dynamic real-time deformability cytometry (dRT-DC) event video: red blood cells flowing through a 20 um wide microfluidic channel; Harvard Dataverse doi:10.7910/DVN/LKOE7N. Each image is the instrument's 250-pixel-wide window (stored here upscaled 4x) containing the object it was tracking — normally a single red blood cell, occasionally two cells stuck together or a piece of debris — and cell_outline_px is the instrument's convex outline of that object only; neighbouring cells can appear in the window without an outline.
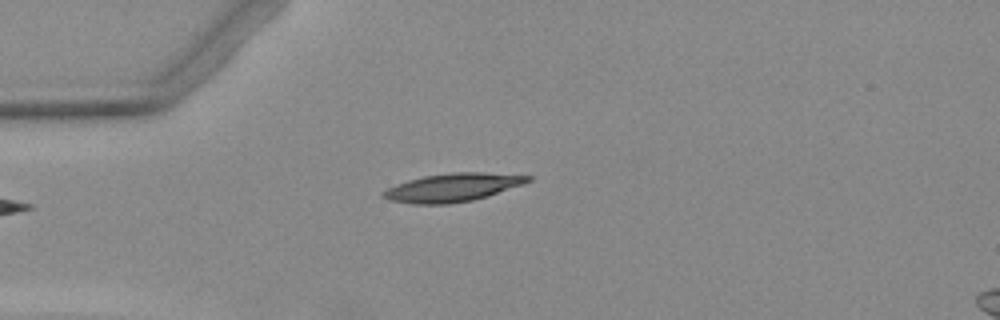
{"species": "Egyptian fruit bat (a non-hibernating species)", "species_latin": "Rousettus aegyptiacus", "temperature_condition": "warm", "stored_images_in_passage": 1, "camera_frame_rate_fps": 3000, "um_per_image_px": 0.085, "animal": {"sex": "female"}, "frame": {"image": 1, "passage_image": 1, "time_ms": 0.0, "image_size_px": [1000, 320], "cell_outline_px": [[532, 180], [524, 184], [488, 196], [472, 200], [448, 204], [408, 204], [388, 200], [380, 196], [380, 192], [396, 184], [408, 180], [424, 176], [456, 172], [480, 172], [532, 176]], "centroid_in_image_um": [38.43, 15.95], "position_along_channel_um": 46.6, "area_um2": 23.93}}